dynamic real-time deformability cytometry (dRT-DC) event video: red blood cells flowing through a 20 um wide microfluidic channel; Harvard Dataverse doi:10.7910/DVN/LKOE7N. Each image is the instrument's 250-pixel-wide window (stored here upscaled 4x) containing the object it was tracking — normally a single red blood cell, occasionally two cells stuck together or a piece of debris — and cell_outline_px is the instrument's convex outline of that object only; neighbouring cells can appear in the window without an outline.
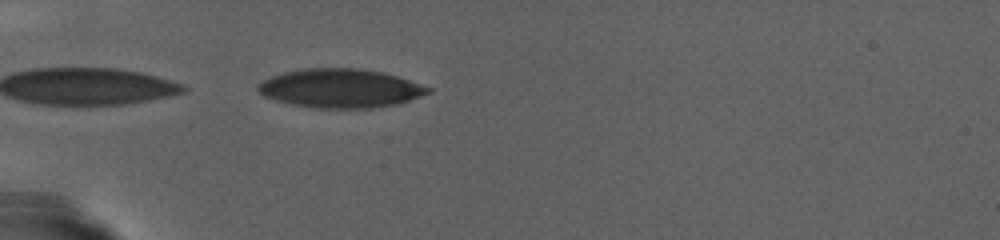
{"species": "human", "species_latin": "Homo sapiens", "temperature_condition": "warm", "stored_images_in_passage": 58, "camera_frame_rate_fps": 3000, "um_per_image_px": 0.085, "donor": {"sex": "female"}, "frame": {"image": 1, "passage_image": 3, "time_ms": 0.667, "image_size_px": [1000, 240], "cell_outline_px": [[432, 92], [400, 104], [372, 108], [312, 108], [292, 104], [276, 100], [264, 96], [256, 88], [256, 84], [272, 76], [284, 72], [304, 68], [356, 68], [384, 72], [432, 88]], "centroid_in_image_um": [28.95, 7.51], "position_along_channel_um": 56.1, "area_um2": 38.61}}
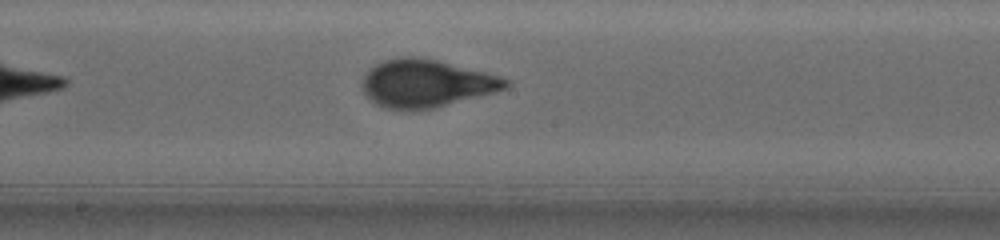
{"frame": {"image": 2, "passage_image": 27, "time_ms": 8.667, "image_size_px": [1000, 240], "cell_outline_px": [[512, 84], [508, 88], [432, 108], [384, 108], [376, 104], [364, 92], [364, 76], [376, 64], [384, 60], [400, 56], [416, 56], [436, 60], [500, 76], [512, 80]], "centroid_in_image_um": [36.26, 7.06], "position_along_channel_um": 211.9, "area_um2": 38.96}}
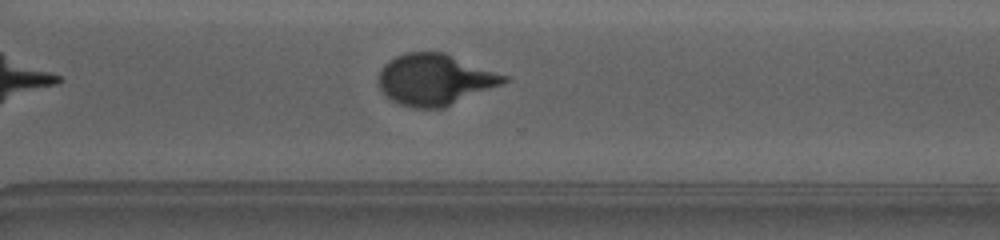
{"frame": {"image": 3, "passage_image": 44, "time_ms": 14.333, "image_size_px": [1000, 240], "cell_outline_px": [[508, 80], [504, 84], [444, 108], [412, 108], [400, 104], [392, 100], [380, 88], [380, 72], [384, 64], [388, 60], [396, 56], [408, 52], [444, 52], [508, 76]], "centroid_in_image_um": [37.0, 6.77], "position_along_channel_um": 333.6, "area_um2": 37.28}}